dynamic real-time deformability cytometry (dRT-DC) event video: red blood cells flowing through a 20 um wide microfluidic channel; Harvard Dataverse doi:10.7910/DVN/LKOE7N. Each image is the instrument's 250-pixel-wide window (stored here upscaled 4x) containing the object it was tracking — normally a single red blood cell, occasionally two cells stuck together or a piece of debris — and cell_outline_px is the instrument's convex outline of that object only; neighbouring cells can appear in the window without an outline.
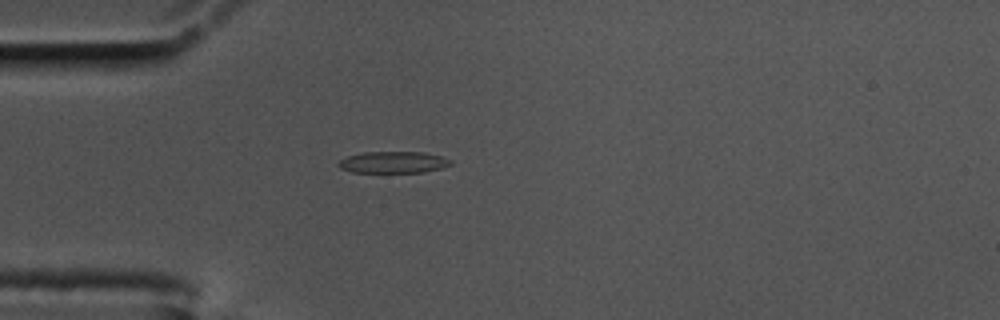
{"species": "common noctule bat (a hibernating species)", "species_latin": "Nyctalus noctula", "temperature_condition": "cold", "stored_images_in_passage": 56, "camera_frame_rate_fps": 3000, "um_per_image_px": 0.085, "animal": {"sex": "male", "body_mass_g": 17.5, "forearm_length_mm": 52.3}, "frame": {"image": 1, "passage_image": 15, "time_ms": 4.667, "image_size_px": [1000, 320], "cell_outline_px": [[452, 164], [440, 168], [424, 172], [352, 172], [340, 168], [336, 164], [340, 160], [348, 156], [364, 152], [424, 152], [440, 156], [452, 160]], "centroid_in_image_um": [33.42, 13.79], "position_along_channel_um": 51.6, "area_um2": 14.05}}
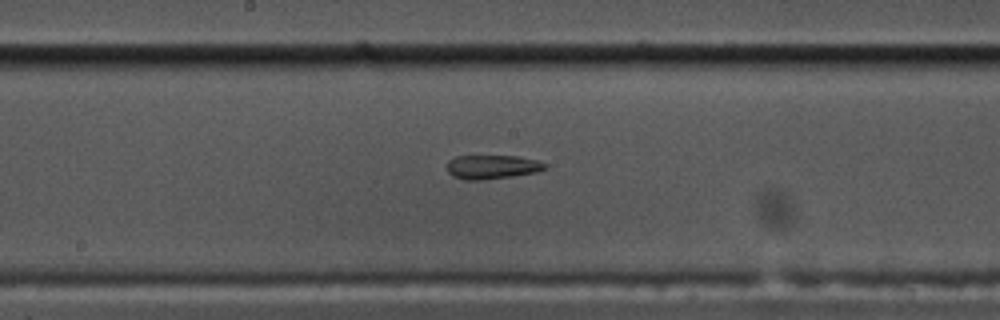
{"frame": {"image": 2, "passage_image": 29, "time_ms": 9.333, "image_size_px": [1000, 320], "cell_outline_px": [[548, 168], [536, 172], [512, 176], [480, 180], [464, 180], [452, 176], [448, 172], [448, 160], [456, 156], [516, 156], [536, 160], [548, 164]], "centroid_in_image_um": [41.84, 14.19], "position_along_channel_um": 206.4, "area_um2": 13.7}}
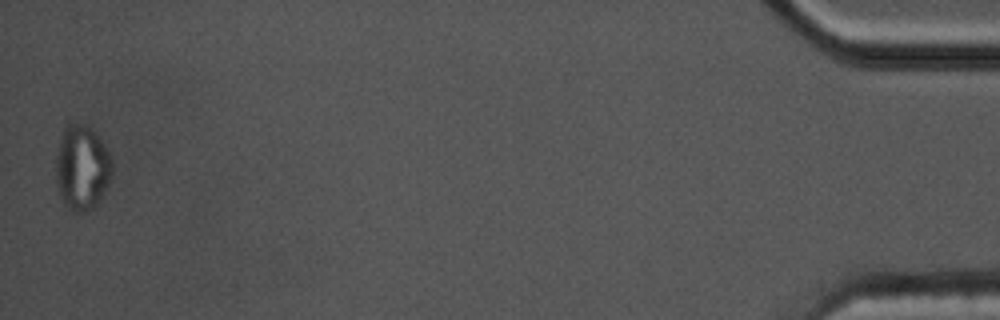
{"frame": {"image": 3, "passage_image": 56, "time_ms": 18.333, "image_size_px": [1000, 320], "cell_outline_px": [[112, 176], [96, 204], [92, 208], [84, 212], [76, 212], [68, 208], [64, 204], [60, 196], [56, 184], [56, 156], [64, 128], [68, 124], [84, 124], [104, 144], [112, 160]], "centroid_in_image_um": [6.95, 14.28], "position_along_channel_um": 428.2, "area_um2": 27.34}, "authors_computed_cell_mechanics": {"area_um2": 14.6523, "velocity_mm_per_s": 3.4988, "shape_relaxation_time_tau1_ms": null, "shape_relaxation_time_tau2_ms": 2.1573, "deformation_change_tau1": null, "deformation_change_tau2": 0.0912}}